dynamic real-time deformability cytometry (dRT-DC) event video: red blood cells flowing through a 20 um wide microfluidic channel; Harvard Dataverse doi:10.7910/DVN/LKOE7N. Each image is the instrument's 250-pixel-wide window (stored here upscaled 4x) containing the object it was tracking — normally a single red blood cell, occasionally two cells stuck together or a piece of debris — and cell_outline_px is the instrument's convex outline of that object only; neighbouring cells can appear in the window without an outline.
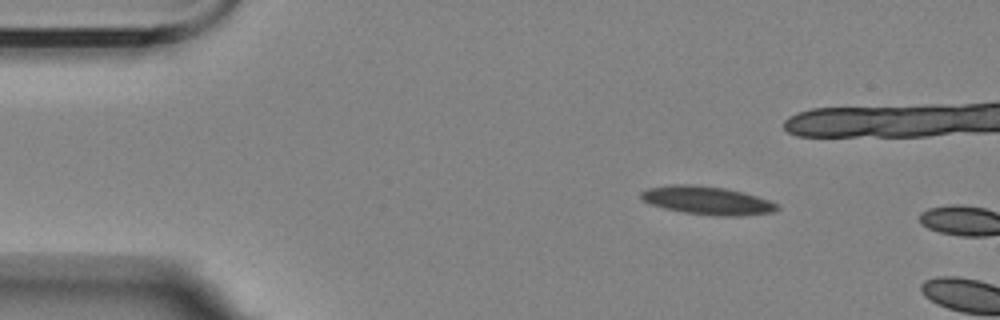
{"species": "Egyptian fruit bat (a non-hibernating species)", "species_latin": "Rousettus aegyptiacus", "temperature_condition": "room temperature", "stored_images_in_passage": 3, "camera_frame_rate_fps": 3000, "um_per_image_px": 0.085, "animal": {"sex": "female"}, "frame": {"image": 1, "passage_image": 2, "time_ms": 1.0, "image_size_px": [1000, 320], "cell_outline_px": [[780, 208], [772, 212], [740, 216], [716, 216], [684, 212], [664, 208], [652, 204], [644, 200], [640, 196], [640, 192], [648, 188], [672, 184], [696, 184], [724, 188], [744, 192], [780, 204]], "centroid_in_image_um": [60.13, 17.03], "position_along_channel_um": 24.9, "area_um2": 22.43}}